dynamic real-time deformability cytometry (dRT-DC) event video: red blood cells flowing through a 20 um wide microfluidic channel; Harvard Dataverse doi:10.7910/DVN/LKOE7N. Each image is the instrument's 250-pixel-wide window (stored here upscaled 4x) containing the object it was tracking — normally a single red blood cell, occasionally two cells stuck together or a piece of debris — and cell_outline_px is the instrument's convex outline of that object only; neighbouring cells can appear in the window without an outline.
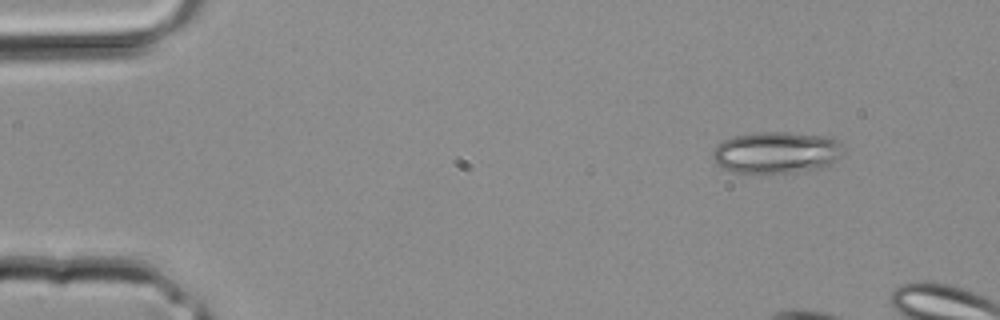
{"species": "common noctule bat (a hibernating species)", "species_latin": "Nyctalus noctula", "temperature_condition": "room temperature", "stored_images_in_passage": 2, "camera_frame_rate_fps": 3000, "um_per_image_px": 0.085, "animal": {"sex": "male", "body_mass_g": 20.4}, "frame": {"image": 1, "passage_image": 2, "time_ms": 0.333, "image_size_px": [1000, 320], "cell_outline_px": [[848, 152], [828, 164], [820, 168], [792, 172], [732, 172], [720, 168], [716, 164], [712, 156], [712, 148], [724, 140], [736, 136], [752, 132], [788, 132], [824, 136], [836, 140]], "centroid_in_image_um": [65.97, 12.95], "position_along_channel_um": 19.0, "area_um2": 31.79}}